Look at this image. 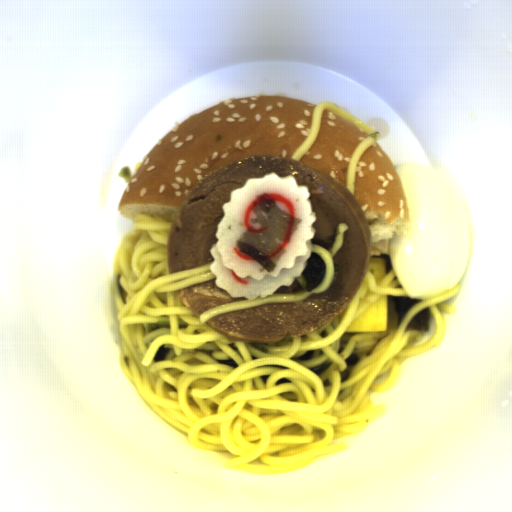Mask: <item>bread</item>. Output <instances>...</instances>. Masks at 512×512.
Instances as JSON below:
<instances>
[{
    "label": "bread",
    "instance_id": "8d2b1439",
    "mask_svg": "<svg viewBox=\"0 0 512 512\" xmlns=\"http://www.w3.org/2000/svg\"><path fill=\"white\" fill-rule=\"evenodd\" d=\"M316 105L289 95H251L195 113L160 140L126 185L119 211L173 224L189 192L221 166L246 157L291 156L306 140Z\"/></svg>",
    "mask_w": 512,
    "mask_h": 512
},
{
    "label": "bread",
    "instance_id": "cb027b5d",
    "mask_svg": "<svg viewBox=\"0 0 512 512\" xmlns=\"http://www.w3.org/2000/svg\"><path fill=\"white\" fill-rule=\"evenodd\" d=\"M354 197L371 233L370 257H391L394 235L409 236L410 206L395 165L377 142L368 147L356 168Z\"/></svg>",
    "mask_w": 512,
    "mask_h": 512
},
{
    "label": "bread",
    "instance_id": "b6be36c0",
    "mask_svg": "<svg viewBox=\"0 0 512 512\" xmlns=\"http://www.w3.org/2000/svg\"><path fill=\"white\" fill-rule=\"evenodd\" d=\"M368 137V133L333 112L324 110L317 138L298 161L331 176L348 190L351 158L356 148Z\"/></svg>",
    "mask_w": 512,
    "mask_h": 512
}]
</instances>
